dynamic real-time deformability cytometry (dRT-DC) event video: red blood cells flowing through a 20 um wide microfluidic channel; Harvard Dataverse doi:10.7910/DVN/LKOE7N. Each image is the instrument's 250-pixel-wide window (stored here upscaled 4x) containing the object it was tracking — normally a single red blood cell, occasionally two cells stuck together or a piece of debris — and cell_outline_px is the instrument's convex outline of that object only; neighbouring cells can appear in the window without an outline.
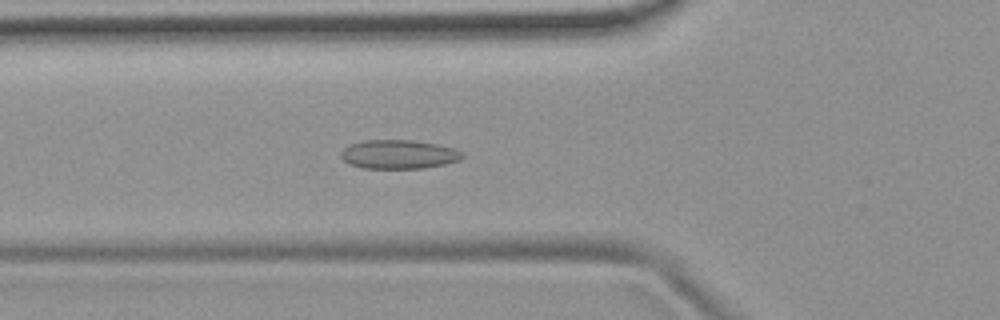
{"species": "common noctule bat (a hibernating species)", "species_latin": "Nyctalus noctula", "temperature_condition": "room temperature", "stored_images_in_passage": 37, "camera_frame_rate_fps": 3000, "um_per_image_px": 0.085, "animal": {"sex": "female", "body_mass_g": 19.9}, "frame": {"image": 1, "passage_image": 3, "time_ms": 0.667, "image_size_px": [1000, 320], "cell_outline_px": [[464, 156], [460, 160], [444, 164], [424, 168], [360, 168], [348, 164], [340, 156], [340, 152], [348, 144], [364, 140], [412, 140], [436, 144], [456, 148]], "centroid_in_image_um": [33.85, 13.12], "position_along_channel_um": 91.9, "area_um2": 20.58}}
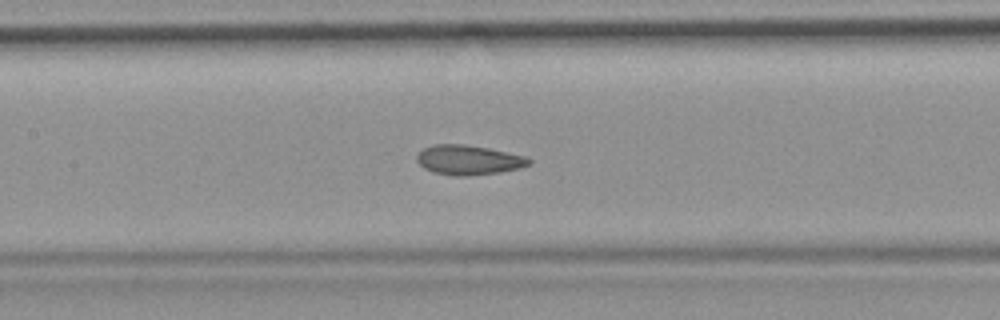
{"frame": {"image": 2, "passage_image": 9, "time_ms": 2.667, "image_size_px": [1000, 320], "cell_outline_px": [[532, 160], [528, 164], [520, 168], [500, 172], [468, 176], [456, 176], [432, 172], [424, 168], [416, 160], [416, 156], [424, 148], [432, 144], [464, 144], [488, 148], [528, 156]], "centroid_in_image_um": [39.83, 13.59], "position_along_channel_um": 167.6, "area_um2": 19.48}}
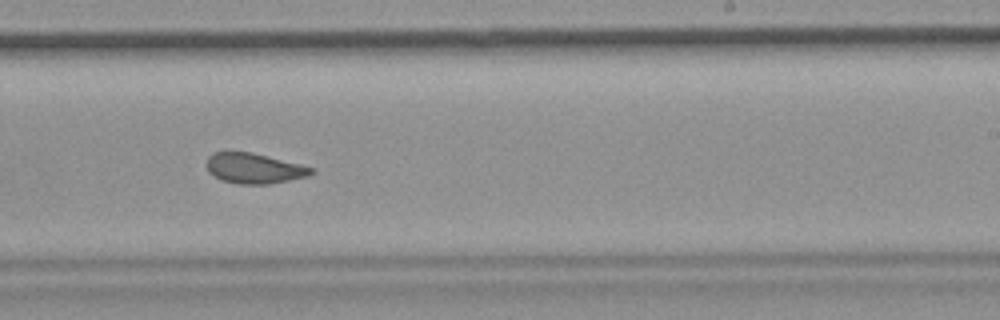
{"frame": {"image": 3, "passage_image": 17, "time_ms": 5.333, "image_size_px": [1000, 320], "cell_outline_px": [[316, 172], [308, 176], [268, 184], [236, 184], [220, 180], [208, 172], [208, 156], [212, 152], [248, 152], [300, 164], [316, 168]], "centroid_in_image_um": [21.61, 14.32], "position_along_channel_um": 267.4, "area_um2": 18.38}, "authors_computed_cell_mechanics": {"area_um2": 19.363, "velocity_mm_per_s": 3.7681, "shape_relaxation_time_tau1_ms": null, "shape_relaxation_time_tau2_ms": 2.0549, "deformation_change_tau1": null, "deformation_change_tau2": 0.0802}}